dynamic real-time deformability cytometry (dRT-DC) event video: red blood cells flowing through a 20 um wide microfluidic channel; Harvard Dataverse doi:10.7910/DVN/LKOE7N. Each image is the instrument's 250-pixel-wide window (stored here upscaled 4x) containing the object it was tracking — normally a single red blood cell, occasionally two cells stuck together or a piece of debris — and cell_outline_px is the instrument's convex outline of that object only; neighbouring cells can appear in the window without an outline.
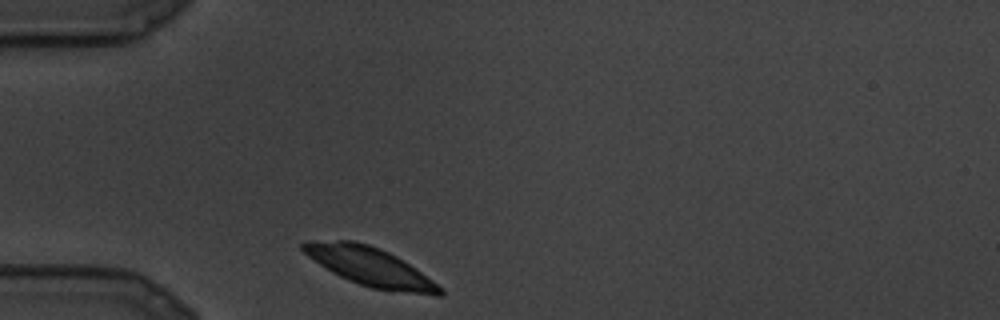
{"species": "common noctule bat (a hibernating species)", "species_latin": "Nyctalus noctula", "temperature_condition": "cold", "stored_images_in_passage": 5, "camera_frame_rate_fps": 3000, "um_per_image_px": 0.085, "animal": {"sex": "male", "body_mass_g": 19.5, "forearm_length_mm": 54.6}, "frame": {"image": 1, "passage_image": 1, "time_ms": 0.0, "image_size_px": [1000, 320], "cell_outline_px": [[444, 296], [436, 296], [372, 288], [348, 280], [332, 272], [308, 256], [300, 248], [300, 244], [308, 240], [352, 240], [368, 244], [380, 248], [396, 256], [444, 288]], "centroid_in_image_um": [31.45, 22.66], "position_along_channel_um": 53.5, "area_um2": 30.58}}
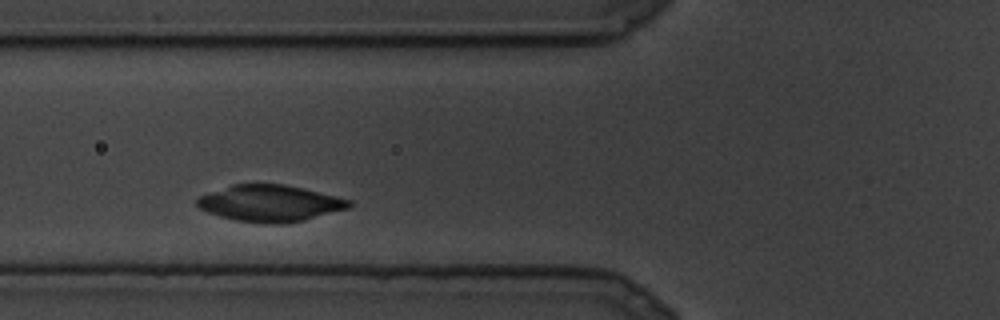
{"frame": {"image": 2, "passage_image": 4, "time_ms": 1.0, "image_size_px": [1000, 320], "cell_outline_px": [[352, 204], [348, 208], [304, 220], [280, 224], [268, 224], [236, 220], [220, 216], [208, 212], [200, 208], [196, 204], [196, 200], [200, 196], [232, 184], [284, 184], [336, 196], [352, 200]], "centroid_in_image_um": [22.95, 17.28], "position_along_channel_um": 102.9, "area_um2": 32.02}}
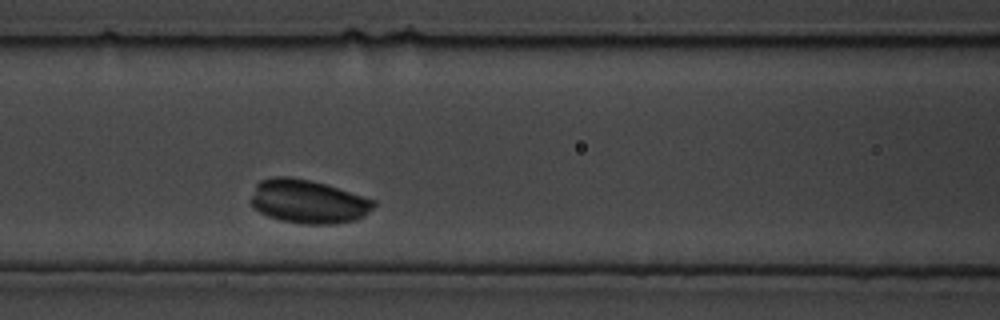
{"frame": {"image": 3, "passage_image": 5, "time_ms": 1.333, "image_size_px": [1000, 320], "cell_outline_px": [[376, 204], [364, 216], [356, 220], [336, 224], [304, 224], [280, 220], [268, 216], [252, 208], [248, 200], [256, 184], [260, 180], [276, 176], [288, 176], [312, 180], [376, 200]], "centroid_in_image_um": [26.15, 17.13], "position_along_channel_um": 140.5, "area_um2": 31.56}}